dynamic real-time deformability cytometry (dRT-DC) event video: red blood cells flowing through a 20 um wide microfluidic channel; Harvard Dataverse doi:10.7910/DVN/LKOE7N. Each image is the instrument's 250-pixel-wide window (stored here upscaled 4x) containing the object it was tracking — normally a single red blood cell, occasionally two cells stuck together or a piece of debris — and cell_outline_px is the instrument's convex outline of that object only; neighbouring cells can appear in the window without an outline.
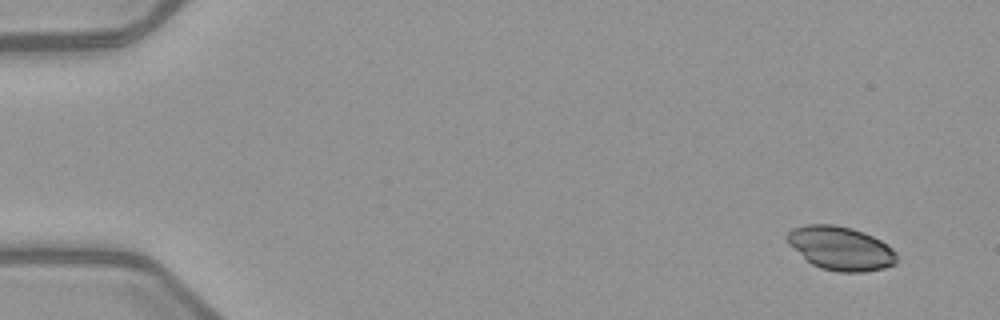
{"species": "common noctule bat (a hibernating species)", "species_latin": "Nyctalus noctula", "temperature_condition": "warm", "stored_images_in_passage": 6, "camera_frame_rate_fps": 3000, "um_per_image_px": 0.085, "animal": {"sex": "female", "body_mass_g": 21.9}, "frame": {"image": 1, "passage_image": 1, "time_ms": 0.0, "image_size_px": [1000, 320], "cell_outline_px": [[896, 264], [884, 268], [864, 272], [840, 272], [820, 268], [812, 264], [788, 244], [788, 232], [792, 228], [804, 224], [832, 224], [852, 228], [864, 232], [888, 244], [896, 252]], "centroid_in_image_um": [71.47, 21.1], "position_along_channel_um": 13.5, "area_um2": 27.92}}
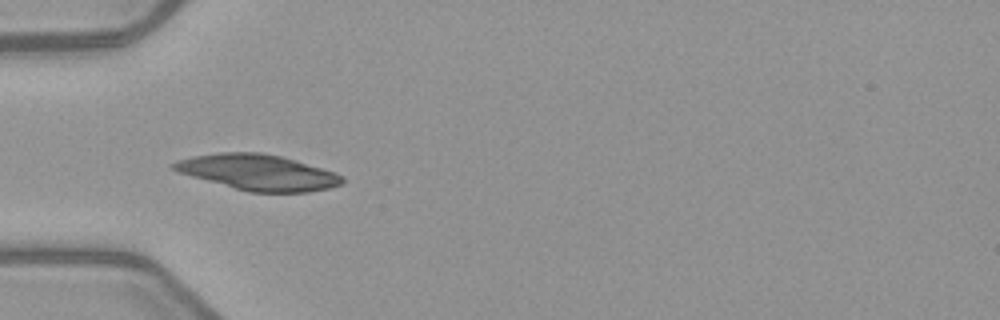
{"frame": {"image": 2, "passage_image": 5, "time_ms": 4.667, "image_size_px": [1000, 320], "cell_outline_px": [[344, 184], [328, 188], [308, 192], [248, 192], [176, 172], [168, 164], [176, 160], [192, 156], [220, 152], [260, 152], [280, 156], [296, 160], [336, 172], [344, 176]], "centroid_in_image_um": [21.92, 14.64], "position_along_channel_um": 63.1, "area_um2": 35.32}}
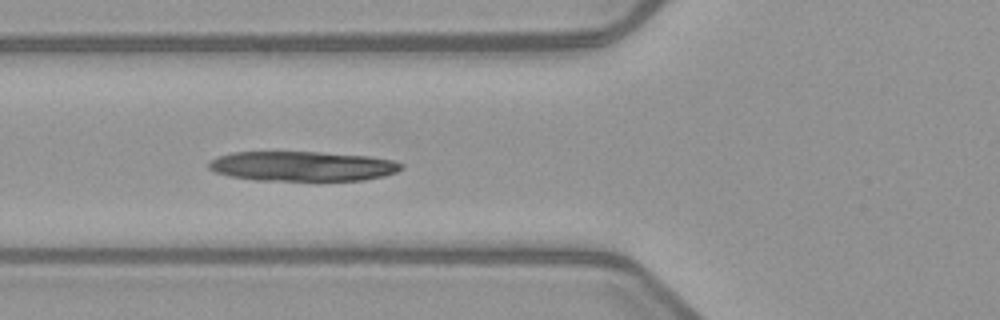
{"frame": {"image": 3, "passage_image": 6, "time_ms": 5.667, "image_size_px": [1000, 320], "cell_outline_px": [[404, 168], [396, 172], [384, 176], [364, 180], [256, 180], [228, 176], [216, 172], [208, 168], [208, 164], [212, 160], [220, 156], [232, 152], [320, 152], [368, 156], [392, 160], [404, 164]], "centroid_in_image_um": [25.73, 14.13], "position_along_channel_um": 100.1, "area_um2": 33.35}}